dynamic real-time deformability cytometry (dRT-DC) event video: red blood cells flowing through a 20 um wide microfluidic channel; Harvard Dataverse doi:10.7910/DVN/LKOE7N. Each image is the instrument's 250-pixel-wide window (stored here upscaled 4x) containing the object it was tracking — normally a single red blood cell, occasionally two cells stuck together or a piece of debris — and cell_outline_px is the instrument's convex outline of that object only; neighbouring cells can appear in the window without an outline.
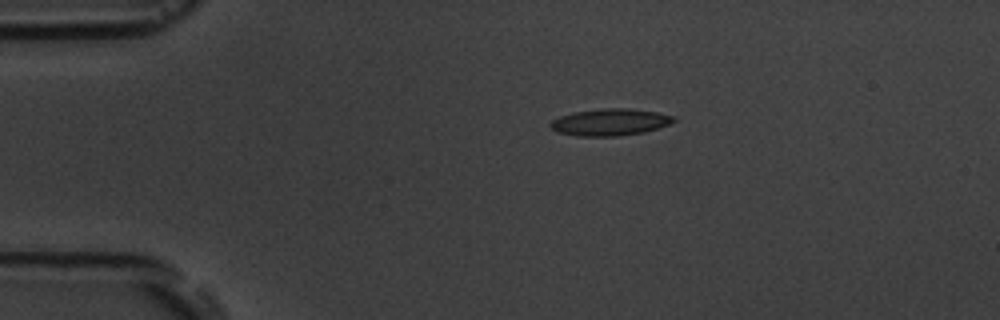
{"species": "common noctule bat (a hibernating species)", "species_latin": "Nyctalus noctula", "temperature_condition": "room temperature", "stored_images_in_passage": 5, "camera_frame_rate_fps": 3000, "um_per_image_px": 0.085, "animal": {"sex": "male", "body_mass_g": 19.5, "forearm_length_mm": 54.6}, "frame": {"image": 1, "passage_image": 5, "time_ms": 4.667, "image_size_px": [1000, 320], "cell_outline_px": [[676, 120], [668, 124], [644, 132], [616, 136], [576, 136], [556, 132], [548, 124], [552, 120], [560, 116], [572, 112], [604, 108], [628, 108], [656, 112], [676, 116]], "centroid_in_image_um": [51.82, 10.38], "position_along_channel_um": 33.2, "area_um2": 19.31}}